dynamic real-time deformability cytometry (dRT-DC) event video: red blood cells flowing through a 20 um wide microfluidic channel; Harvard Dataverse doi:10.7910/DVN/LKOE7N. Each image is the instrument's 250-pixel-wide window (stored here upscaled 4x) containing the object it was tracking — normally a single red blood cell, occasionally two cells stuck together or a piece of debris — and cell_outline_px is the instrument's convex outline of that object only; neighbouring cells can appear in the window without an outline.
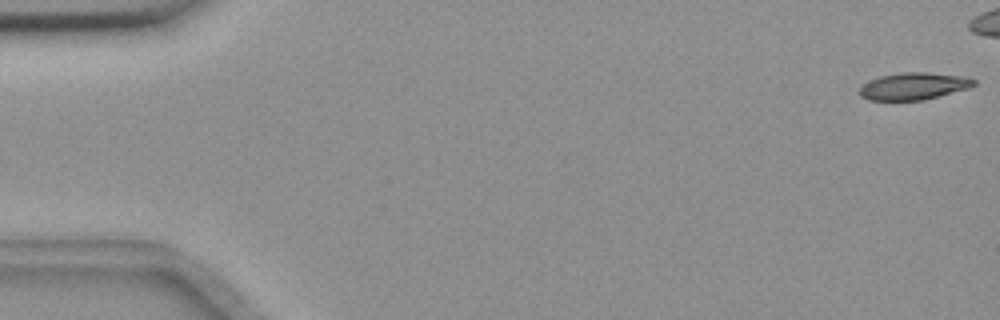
{"species": "common noctule bat (a hibernating species)", "species_latin": "Nyctalus noctula", "temperature_condition": "room temperature", "stored_images_in_passage": 45, "camera_frame_rate_fps": 3000, "um_per_image_px": 0.085, "animal": {"sex": "female", "body_mass_g": 18.4}, "frame": {"image": 1, "passage_image": 1, "time_ms": 0.0, "image_size_px": [1000, 320], "cell_outline_px": [[976, 84], [968, 88], [924, 100], [868, 100], [860, 96], [860, 84], [880, 76], [904, 72], [928, 72], [964, 76], [976, 80]], "centroid_in_image_um": [77.64, 7.32], "position_along_channel_um": 7.4, "area_um2": 18.09}}
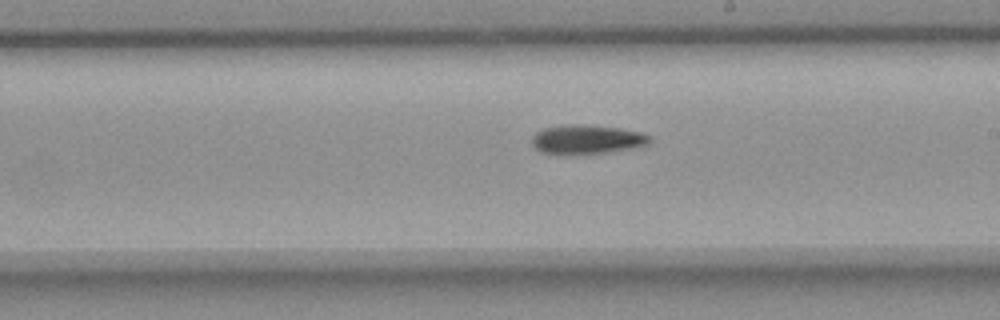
{"frame": {"image": 2, "passage_image": 32, "time_ms": 10.333, "image_size_px": [1000, 320], "cell_outline_px": [[652, 140], [648, 144], [632, 148], [604, 152], [572, 156], [540, 152], [532, 144], [532, 136], [536, 132], [544, 128], [564, 124], [584, 124], [620, 128], [640, 132], [652, 136]], "centroid_in_image_um": [49.86, 11.86], "position_along_channel_um": 239.1, "area_um2": 20.4}}
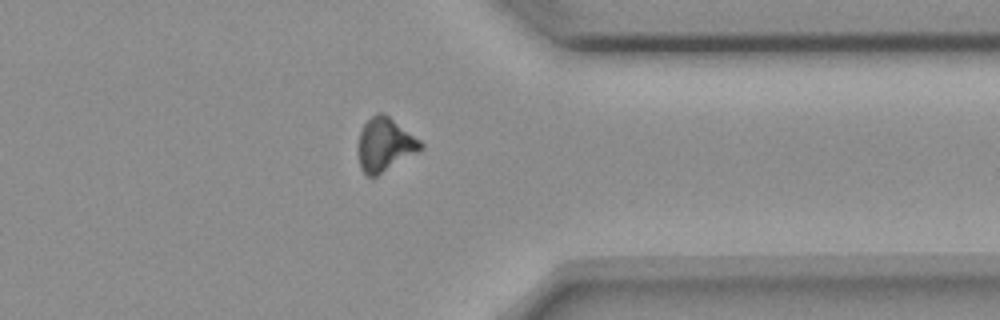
{"frame": {"image": 3, "passage_image": 44, "time_ms": 14.333, "image_size_px": [1000, 320], "cell_outline_px": [[424, 148], [376, 176], [368, 176], [360, 168], [356, 148], [360, 132], [364, 124], [376, 112], [384, 112], [420, 140], [424, 144]], "centroid_in_image_um": [32.68, 12.28], "position_along_channel_um": 378.7, "area_um2": 19.54}}